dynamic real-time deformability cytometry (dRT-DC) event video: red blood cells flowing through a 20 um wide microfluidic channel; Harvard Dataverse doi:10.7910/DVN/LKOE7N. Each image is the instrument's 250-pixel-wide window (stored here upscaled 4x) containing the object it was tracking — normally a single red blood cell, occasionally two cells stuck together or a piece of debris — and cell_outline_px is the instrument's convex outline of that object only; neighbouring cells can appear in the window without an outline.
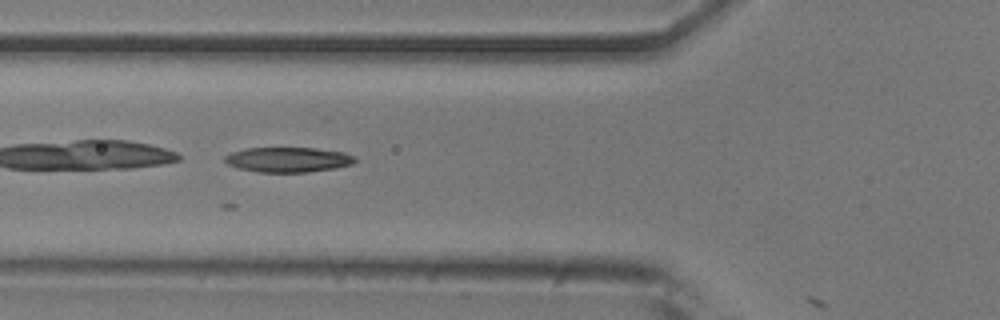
{"species": "common noctule bat (a hibernating species)", "species_latin": "Nyctalus noctula", "temperature_condition": "room temperature", "stored_images_in_passage": 24, "camera_frame_rate_fps": 3000, "um_per_image_px": 0.085, "animal": {"sex": "male", "body_mass_g": 20.5, "forearm_length_mm": 52.5}, "frame": {"image": 1, "passage_image": 5, "time_ms": 1.333, "image_size_px": [1000, 320], "cell_outline_px": [[356, 160], [352, 164], [336, 168], [308, 172], [256, 172], [236, 168], [228, 164], [224, 160], [224, 156], [232, 152], [244, 148], [316, 148], [344, 152], [356, 156]], "centroid_in_image_um": [24.48, 13.57], "position_along_channel_um": 101.3, "area_um2": 19.13}}
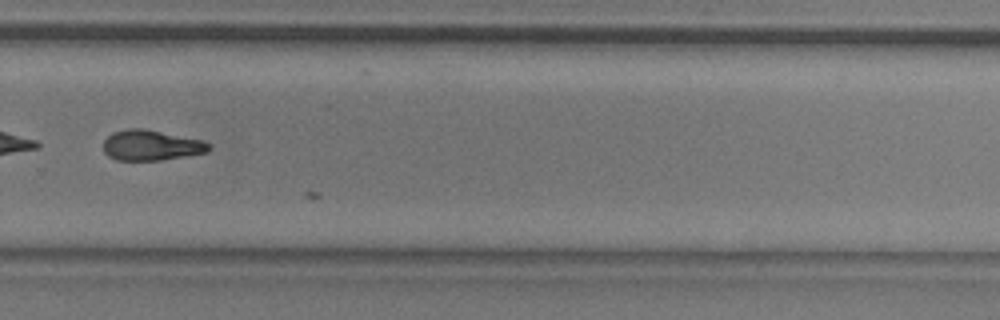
{"frame": {"image": 2, "passage_image": 22, "time_ms": 7.0, "image_size_px": [1000, 320], "cell_outline_px": [[212, 148], [208, 152], [160, 160], [116, 160], [108, 156], [104, 152], [104, 140], [112, 132], [124, 128], [144, 128], [204, 140], [212, 144]], "centroid_in_image_um": [12.87, 12.33], "position_along_channel_um": 316.9, "area_um2": 18.96}}